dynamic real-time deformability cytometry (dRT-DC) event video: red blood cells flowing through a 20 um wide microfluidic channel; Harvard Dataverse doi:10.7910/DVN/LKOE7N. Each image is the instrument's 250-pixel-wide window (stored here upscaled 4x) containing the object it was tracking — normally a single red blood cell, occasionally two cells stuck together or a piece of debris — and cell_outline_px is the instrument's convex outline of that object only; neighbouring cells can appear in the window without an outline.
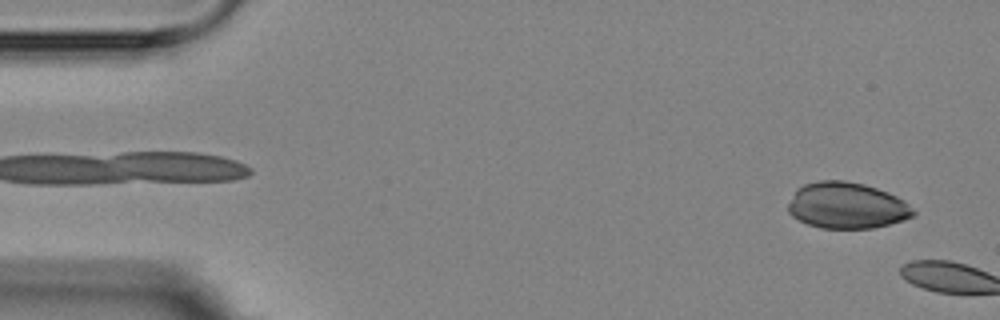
{"species": "Egyptian fruit bat (a non-hibernating species)", "species_latin": "Rousettus aegyptiacus", "temperature_condition": "room temperature", "stored_images_in_passage": 5, "camera_frame_rate_fps": 3000, "um_per_image_px": 0.085, "animal": {"sex": "female"}, "frame": {"image": 1, "passage_image": 5, "time_ms": 4.667, "image_size_px": [1000, 320], "cell_outline_px": [[916, 212], [912, 216], [904, 220], [872, 228], [820, 228], [808, 224], [792, 216], [788, 212], [788, 204], [796, 188], [804, 184], [820, 180], [844, 180], [864, 184], [888, 192], [904, 200]], "centroid_in_image_um": [71.96, 17.46], "position_along_channel_um": 13.0, "area_um2": 33.7}}